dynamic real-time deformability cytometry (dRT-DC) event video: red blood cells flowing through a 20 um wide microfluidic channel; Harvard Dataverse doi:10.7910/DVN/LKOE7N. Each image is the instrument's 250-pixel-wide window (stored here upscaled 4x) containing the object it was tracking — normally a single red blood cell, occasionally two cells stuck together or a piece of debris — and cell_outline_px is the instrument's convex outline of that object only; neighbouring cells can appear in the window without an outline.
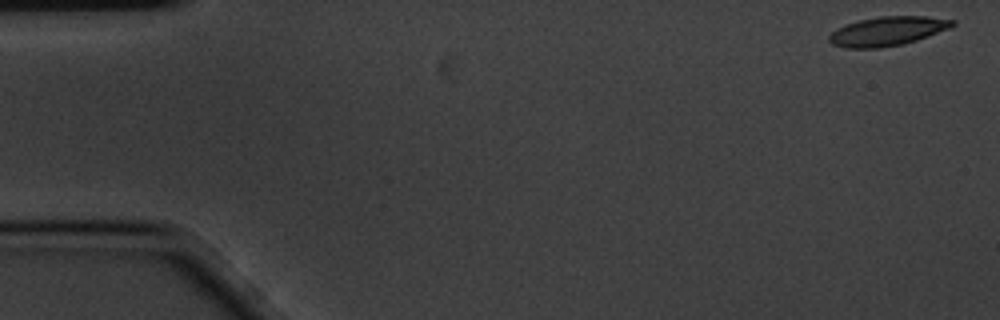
{"species": "common noctule bat (a hibernating species)", "species_latin": "Nyctalus noctula", "temperature_condition": "cold", "stored_images_in_passage": 4, "camera_frame_rate_fps": 3000, "um_per_image_px": 0.085, "animal": {"sex": "male", "body_mass_g": 20.1, "forearm_length_mm": 53.5}, "frame": {"image": 1, "passage_image": 1, "time_ms": 0.0, "image_size_px": [1000, 320], "cell_outline_px": [[956, 24], [948, 28], [928, 36], [904, 44], [880, 48], [844, 48], [832, 44], [828, 40], [828, 36], [836, 28], [860, 20], [880, 16], [928, 16], [956, 20]], "centroid_in_image_um": [75.43, 2.65], "position_along_channel_um": 9.6, "area_um2": 20.92}}
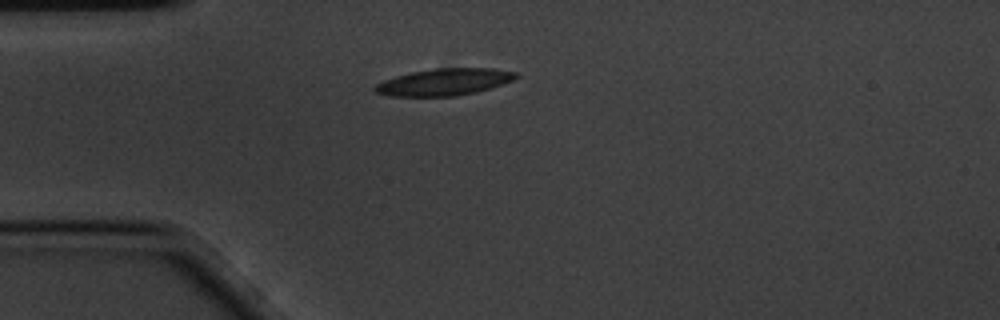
{"frame": {"image": 2, "passage_image": 4, "time_ms": 1.0, "image_size_px": [1000, 320], "cell_outline_px": [[520, 76], [512, 80], [476, 92], [456, 96], [388, 96], [376, 92], [372, 88], [376, 84], [384, 80], [396, 76], [412, 72], [436, 68], [492, 68], [516, 72]], "centroid_in_image_um": [37.73, 6.97], "position_along_channel_um": 47.3, "area_um2": 21.91}}